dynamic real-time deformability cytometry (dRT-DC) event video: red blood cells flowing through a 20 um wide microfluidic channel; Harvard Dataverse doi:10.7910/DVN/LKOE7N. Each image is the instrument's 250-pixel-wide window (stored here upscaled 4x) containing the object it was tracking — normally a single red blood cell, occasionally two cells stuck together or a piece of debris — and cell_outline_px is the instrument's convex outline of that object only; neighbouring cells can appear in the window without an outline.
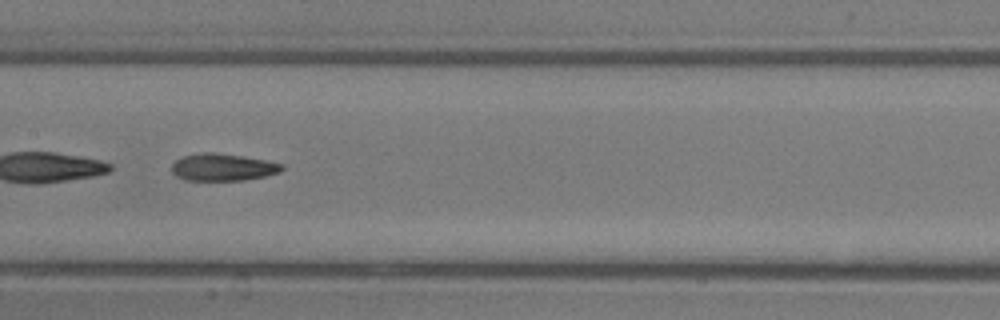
{"species": "common noctule bat (a hibernating species)", "species_latin": "Nyctalus noctula", "temperature_condition": "room temperature", "stored_images_in_passage": 44, "segment_of_instrument_passage": [2, 2], "camera_frame_rate_fps": 3000, "um_per_image_px": 0.085, "animal": {"sex": "male", "body_mass_g": 13.3}, "frame": {"image": 1, "passage_image": 23, "time_ms": 7.333, "image_size_px": [1000, 320], "cell_outline_px": [[284, 168], [280, 172], [264, 176], [244, 180], [184, 180], [176, 176], [172, 172], [172, 164], [176, 160], [184, 156], [204, 152], [216, 152], [244, 156], [284, 164]], "centroid_in_image_um": [18.94, 14.21], "position_along_channel_um": 188.5, "area_um2": 17.46}}
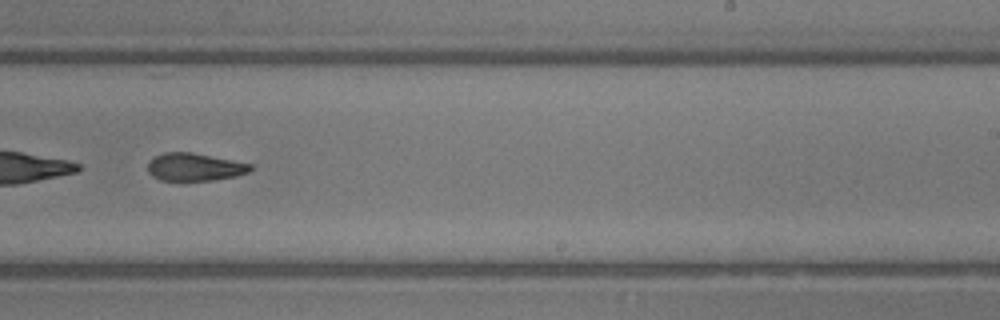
{"frame": {"image": 2, "passage_image": 29, "time_ms": 9.333, "image_size_px": [1000, 320], "cell_outline_px": [[252, 168], [248, 172], [236, 176], [212, 180], [184, 184], [160, 180], [152, 176], [148, 172], [148, 160], [164, 152], [192, 152], [252, 164]], "centroid_in_image_um": [16.48, 14.24], "position_along_channel_um": 272.5, "area_um2": 17.28}}
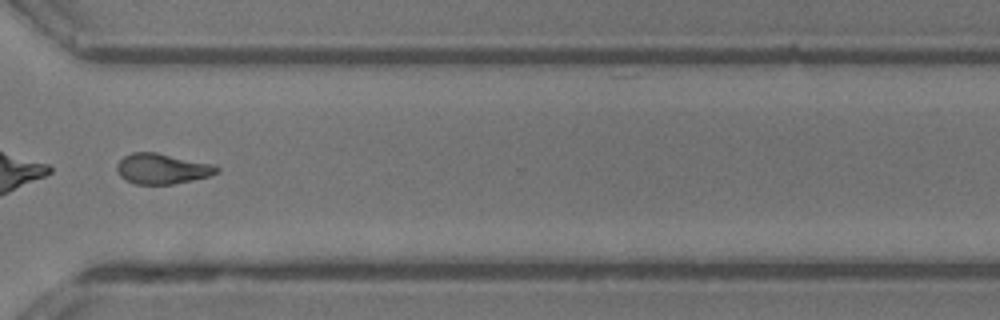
{"frame": {"image": 3, "passage_image": 35, "time_ms": 11.333, "image_size_px": [1000, 320], "cell_outline_px": [[220, 172], [208, 176], [172, 184], [136, 184], [124, 180], [120, 176], [116, 168], [116, 164], [124, 156], [132, 152], [156, 152], [212, 164], [220, 168]], "centroid_in_image_um": [13.75, 14.34], "position_along_channel_um": 356.9, "area_um2": 17.63}}